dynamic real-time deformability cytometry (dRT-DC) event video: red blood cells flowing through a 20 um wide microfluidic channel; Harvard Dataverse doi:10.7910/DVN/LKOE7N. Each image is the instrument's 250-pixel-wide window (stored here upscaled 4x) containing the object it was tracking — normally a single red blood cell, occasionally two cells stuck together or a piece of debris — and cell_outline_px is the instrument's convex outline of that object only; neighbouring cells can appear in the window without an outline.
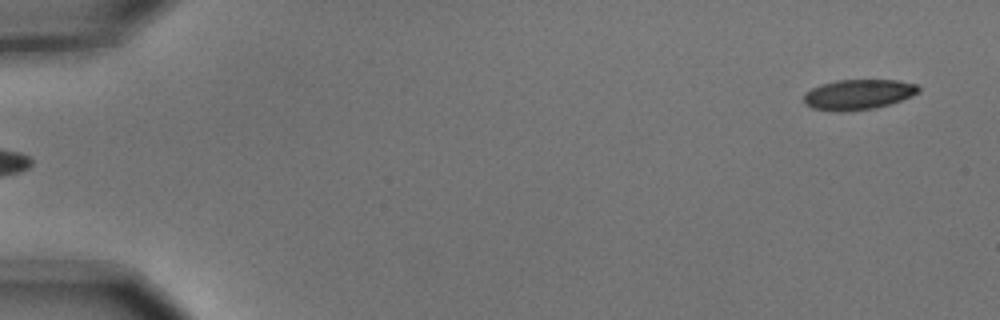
{"species": "common noctule bat (a hibernating species)", "species_latin": "Nyctalus noctula", "temperature_condition": "cold", "stored_images_in_passage": 6, "segment_of_instrument_passage": [2, 2], "camera_frame_rate_fps": 3000, "um_per_image_px": 0.085, "animal": {"sex": "male", "body_mass_g": 15.6}, "frame": {"image": 1, "passage_image": 6, "time_ms": 1.667, "image_size_px": [1000, 320], "cell_outline_px": [[920, 92], [900, 100], [876, 108], [840, 112], [812, 108], [804, 104], [804, 92], [820, 84], [836, 80], [900, 80], [916, 84], [920, 88]], "centroid_in_image_um": [72.92, 8.02], "position_along_channel_um": 12.1, "area_um2": 20.29}}